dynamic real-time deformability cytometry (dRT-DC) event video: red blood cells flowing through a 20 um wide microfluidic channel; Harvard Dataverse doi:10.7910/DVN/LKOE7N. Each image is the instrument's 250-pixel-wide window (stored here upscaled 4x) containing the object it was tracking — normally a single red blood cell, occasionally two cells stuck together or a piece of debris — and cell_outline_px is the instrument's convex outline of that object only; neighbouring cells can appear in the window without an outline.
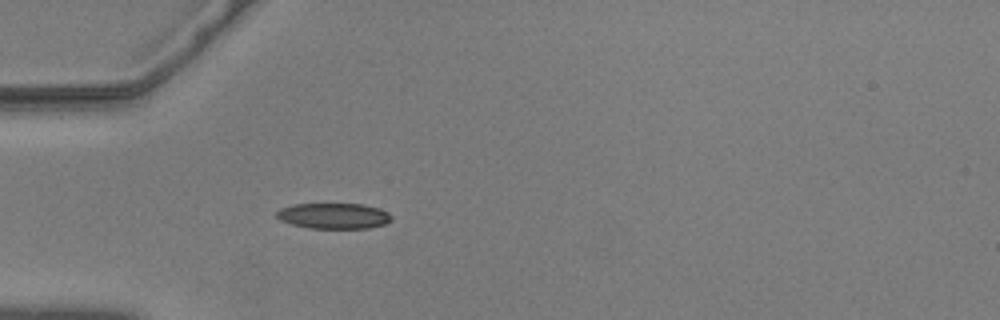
{"species": "common noctule bat (a hibernating species)", "species_latin": "Nyctalus noctula", "temperature_condition": "warm", "stored_images_in_passage": 40, "camera_frame_rate_fps": 3000, "um_per_image_px": 0.085, "animal": {"sex": "male", "body_mass_g": 20.5, "forearm_length_mm": 52.5}, "frame": {"image": 1, "passage_image": 1, "time_ms": 0.0, "image_size_px": [1000, 320], "cell_outline_px": [[392, 220], [384, 224], [368, 228], [308, 228], [292, 224], [280, 220], [276, 216], [276, 212], [280, 208], [292, 204], [364, 204], [380, 208], [388, 212], [392, 216]], "centroid_in_image_um": [28.37, 18.34], "position_along_channel_um": 56.6, "area_um2": 17.28}}
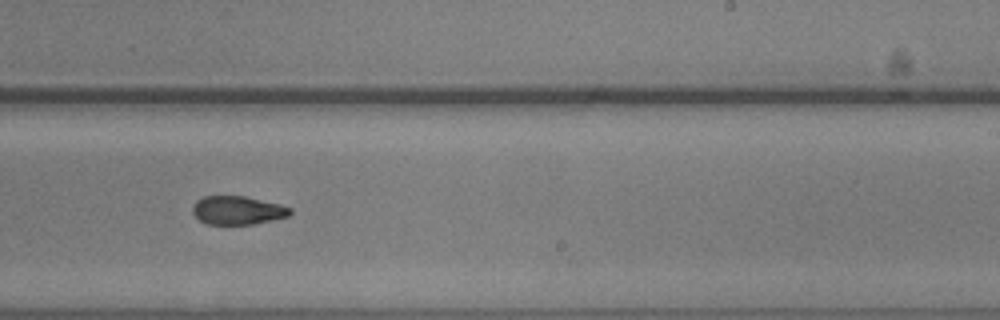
{"frame": {"image": 2, "passage_image": 19, "time_ms": 6.0, "image_size_px": [1000, 320], "cell_outline_px": [[292, 212], [288, 216], [252, 224], [208, 224], [200, 220], [192, 212], [192, 208], [196, 200], [204, 196], [244, 196], [280, 204], [292, 208]], "centroid_in_image_um": [20.19, 17.87], "position_along_channel_um": 268.8, "area_um2": 16.07}}
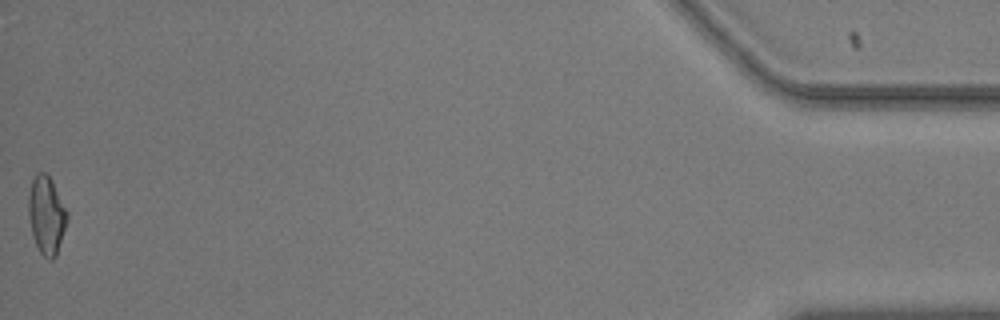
{"frame": {"image": 3, "passage_image": 40, "time_ms": 13.0, "image_size_px": [1000, 320], "cell_outline_px": [[68, 220], [56, 256], [52, 260], [48, 260], [40, 252], [32, 236], [28, 212], [28, 192], [32, 180], [36, 172], [44, 172], [48, 176], [68, 212]], "centroid_in_image_um": [3.94, 18.31], "position_along_channel_um": 431.3, "area_um2": 17.51}, "authors_computed_cell_mechanics": {"area_um2": 17.2244, "velocity_mm_per_s": 3.6351, "shape_relaxation_time_tau1_ms": null, "shape_relaxation_time_tau2_ms": 2.3079, "deformation_change_tau1": null, "deformation_change_tau2": 0.089}}